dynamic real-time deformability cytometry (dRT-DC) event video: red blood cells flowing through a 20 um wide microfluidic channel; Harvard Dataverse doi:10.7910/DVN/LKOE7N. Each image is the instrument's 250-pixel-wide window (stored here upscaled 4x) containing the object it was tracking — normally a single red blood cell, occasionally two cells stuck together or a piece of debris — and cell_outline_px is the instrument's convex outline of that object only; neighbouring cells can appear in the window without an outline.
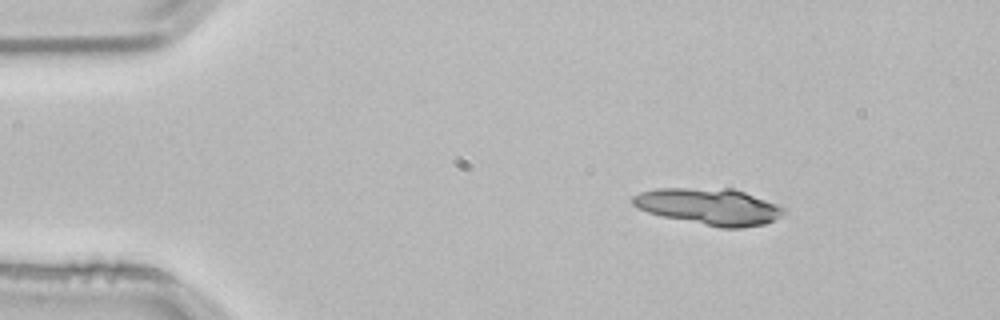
{"species": "common noctule bat (a hibernating species)", "species_latin": "Nyctalus noctula", "temperature_condition": "room temperature", "stored_images_in_passage": 3, "camera_frame_rate_fps": 3000, "um_per_image_px": 0.085, "animal": {"sex": "male", "body_mass_g": 21.5, "forearm_length_mm": 52.0}, "frame": {"image": 1, "passage_image": 1, "time_ms": 0.0, "image_size_px": [1000, 320], "cell_outline_px": [[784, 212], [780, 216], [764, 224], [740, 228], [720, 228], [664, 216], [648, 212], [632, 204], [632, 196], [640, 192], [656, 188], [732, 188], [744, 192], [776, 204], [784, 208]], "centroid_in_image_um": [60.26, 17.54], "position_along_channel_um": 24.7, "area_um2": 31.79}}